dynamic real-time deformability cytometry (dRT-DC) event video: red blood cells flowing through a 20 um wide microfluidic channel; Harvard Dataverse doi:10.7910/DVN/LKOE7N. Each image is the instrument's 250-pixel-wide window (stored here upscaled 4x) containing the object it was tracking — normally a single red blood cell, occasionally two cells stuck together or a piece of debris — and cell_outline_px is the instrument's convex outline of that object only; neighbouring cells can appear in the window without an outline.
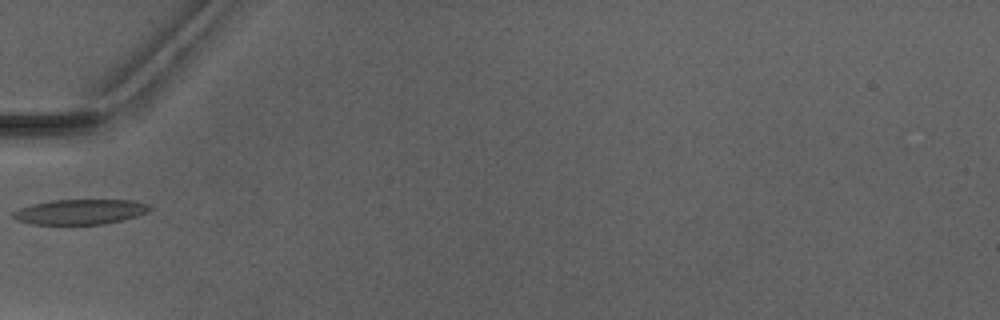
{"species": "Egyptian fruit bat (a non-hibernating species)", "species_latin": "Rousettus aegyptiacus", "temperature_condition": "warm", "stored_images_in_passage": 1, "camera_frame_rate_fps": 3000, "um_per_image_px": 0.085, "animal": {"sex": "male"}, "frame": {"image": 1, "passage_image": 1, "time_ms": 0.0, "image_size_px": [1000, 320], "cell_outline_px": [[152, 208], [148, 212], [124, 220], [104, 224], [32, 224], [16, 220], [12, 216], [12, 212], [20, 208], [32, 204], [52, 200], [132, 200], [148, 204]], "centroid_in_image_um": [6.82, 18.0], "position_along_channel_um": 78.2, "area_um2": 20.0}}